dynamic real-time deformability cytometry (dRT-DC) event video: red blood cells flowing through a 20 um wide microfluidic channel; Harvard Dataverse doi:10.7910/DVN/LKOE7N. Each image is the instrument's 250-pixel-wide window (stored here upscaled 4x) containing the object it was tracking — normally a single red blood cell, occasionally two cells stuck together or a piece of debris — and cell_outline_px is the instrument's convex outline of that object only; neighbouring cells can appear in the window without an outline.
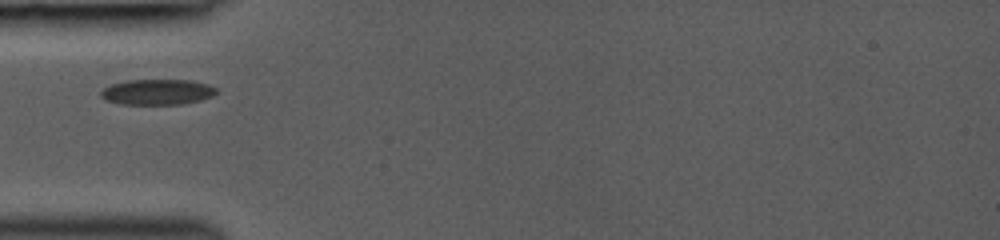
{"species": "common noctule bat (a hibernating species)", "species_latin": "Nyctalus noctula", "temperature_condition": "room temperature", "stored_images_in_passage": 12, "camera_frame_rate_fps": 3000, "um_per_image_px": 0.085, "animal": {"sex": "female", "body_mass_g": 19.0, "forearm_length_mm": 53.3}, "frame": {"image": 1, "passage_image": 1, "time_ms": 0.0, "image_size_px": [1000, 240], "cell_outline_px": [[216, 92], [212, 96], [200, 100], [180, 104], [120, 104], [108, 100], [100, 96], [100, 92], [104, 88], [112, 84], [124, 80], [188, 80], [208, 84], [216, 88]], "centroid_in_image_um": [13.35, 7.81], "position_along_channel_um": 71.6, "area_um2": 17.05}}
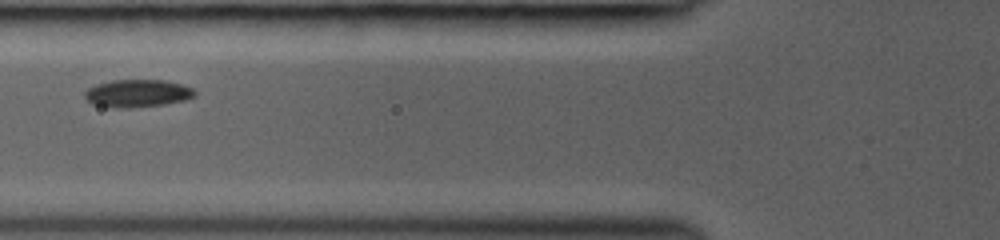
{"frame": {"image": 2, "passage_image": 5, "time_ms": 1.0, "image_size_px": [1000, 240], "cell_outline_px": [[196, 96], [184, 100], [164, 104], [128, 108], [112, 108], [92, 104], [84, 96], [84, 92], [88, 88], [96, 84], [112, 80], [164, 80], [180, 84], [192, 88], [196, 92]], "centroid_in_image_um": [11.66, 7.94], "position_along_channel_um": 114.1, "area_um2": 17.74}}
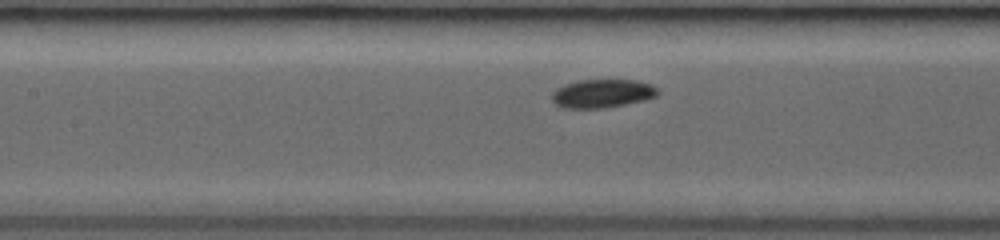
{"frame": {"image": 3, "passage_image": 9, "time_ms": 2.0, "image_size_px": [1000, 240], "cell_outline_px": [[660, 92], [656, 96], [644, 100], [604, 108], [560, 108], [552, 100], [552, 92], [556, 88], [564, 84], [580, 80], [636, 80], [652, 84]], "centroid_in_image_um": [51.18, 7.94], "position_along_channel_um": 156.2, "area_um2": 17.63}}